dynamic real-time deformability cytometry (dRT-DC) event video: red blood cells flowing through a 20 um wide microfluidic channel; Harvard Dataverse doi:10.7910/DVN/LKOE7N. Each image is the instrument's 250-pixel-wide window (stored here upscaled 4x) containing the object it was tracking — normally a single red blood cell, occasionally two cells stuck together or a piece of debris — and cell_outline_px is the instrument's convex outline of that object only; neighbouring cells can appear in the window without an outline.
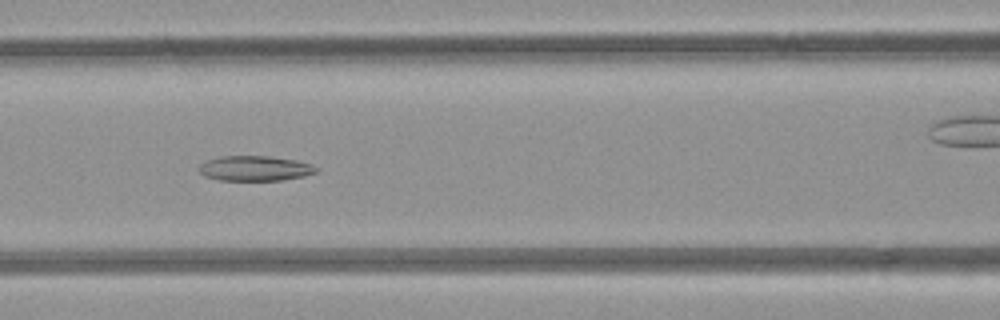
{"species": "common noctule bat (a hibernating species)", "species_latin": "Nyctalus noctula", "temperature_condition": "room temperature", "stored_images_in_passage": 8, "camera_frame_rate_fps": 3000, "um_per_image_px": 0.085, "animal": {"sex": "female", "body_mass_g": 21.9}, "frame": {"image": 1, "passage_image": 7, "time_ms": 6.667, "image_size_px": [1000, 320], "cell_outline_px": [[320, 168], [316, 172], [304, 176], [280, 180], [220, 180], [204, 176], [200, 172], [200, 164], [208, 160], [220, 156], [268, 156], [296, 160], [312, 164]], "centroid_in_image_um": [21.7, 14.31], "position_along_channel_um": 144.9, "area_um2": 17.05}}
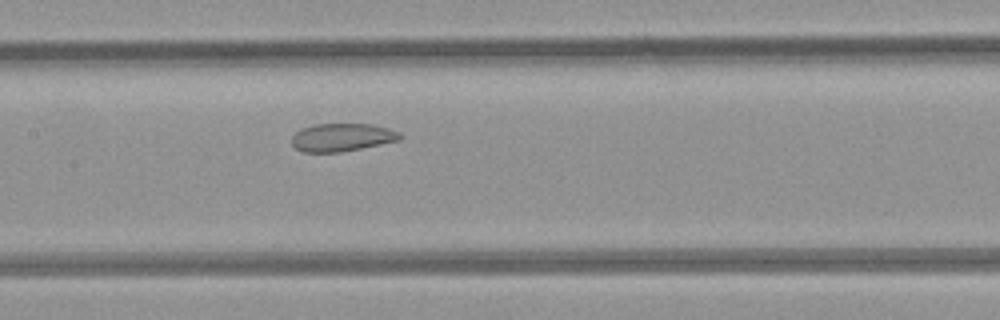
{"frame": {"image": 2, "passage_image": 8, "time_ms": 9.0, "image_size_px": [1000, 320], "cell_outline_px": [[404, 136], [400, 140], [340, 152], [304, 152], [296, 148], [292, 144], [292, 136], [296, 132], [304, 128], [316, 124], [372, 124], [388, 128], [400, 132]], "centroid_in_image_um": [29.1, 11.67], "position_along_channel_um": 178.3, "area_um2": 17.51}}